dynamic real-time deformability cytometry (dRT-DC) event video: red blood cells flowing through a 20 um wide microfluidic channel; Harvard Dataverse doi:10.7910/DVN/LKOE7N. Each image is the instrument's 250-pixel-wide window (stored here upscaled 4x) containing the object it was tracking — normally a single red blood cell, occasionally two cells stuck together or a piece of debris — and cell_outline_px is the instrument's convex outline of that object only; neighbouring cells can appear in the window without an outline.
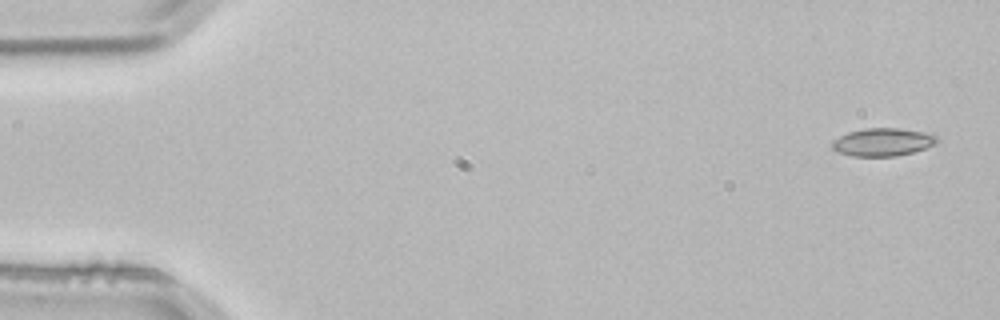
{"species": "common noctule bat (a hibernating species)", "species_latin": "Nyctalus noctula", "temperature_condition": "room temperature", "stored_images_in_passage": 3, "camera_frame_rate_fps": 3000, "um_per_image_px": 0.085, "animal": {"sex": "male", "body_mass_g": 21.5, "forearm_length_mm": 52.0}, "frame": {"image": 1, "passage_image": 1, "time_ms": 0.0, "image_size_px": [1000, 320], "cell_outline_px": [[940, 140], [936, 144], [912, 152], [896, 156], [852, 156], [836, 152], [832, 148], [832, 140], [848, 132], [864, 128], [900, 128], [924, 132], [936, 136]], "centroid_in_image_um": [75.02, 12.07], "position_along_channel_um": 10.0, "area_um2": 17.11}}
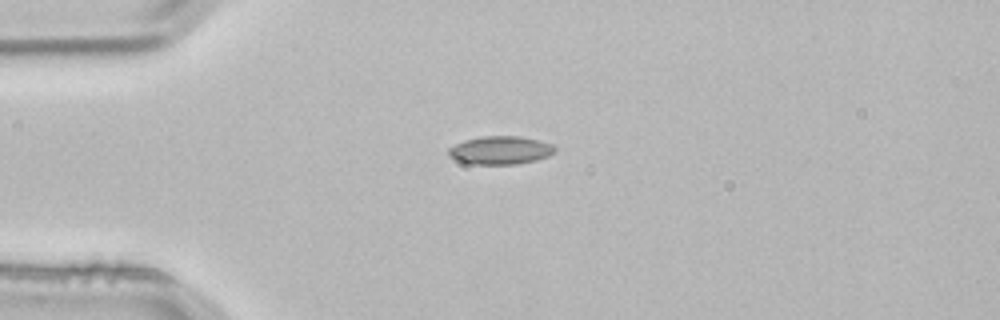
{"frame": {"image": 2, "passage_image": 3, "time_ms": 0.667, "image_size_px": [1000, 320], "cell_outline_px": [[556, 152], [548, 156], [536, 160], [516, 164], [472, 164], [456, 160], [448, 156], [448, 148], [464, 140], [484, 136], [520, 136], [540, 140], [552, 144], [556, 148]], "centroid_in_image_um": [42.55, 12.77], "position_along_channel_um": 42.5, "area_um2": 17.57}}